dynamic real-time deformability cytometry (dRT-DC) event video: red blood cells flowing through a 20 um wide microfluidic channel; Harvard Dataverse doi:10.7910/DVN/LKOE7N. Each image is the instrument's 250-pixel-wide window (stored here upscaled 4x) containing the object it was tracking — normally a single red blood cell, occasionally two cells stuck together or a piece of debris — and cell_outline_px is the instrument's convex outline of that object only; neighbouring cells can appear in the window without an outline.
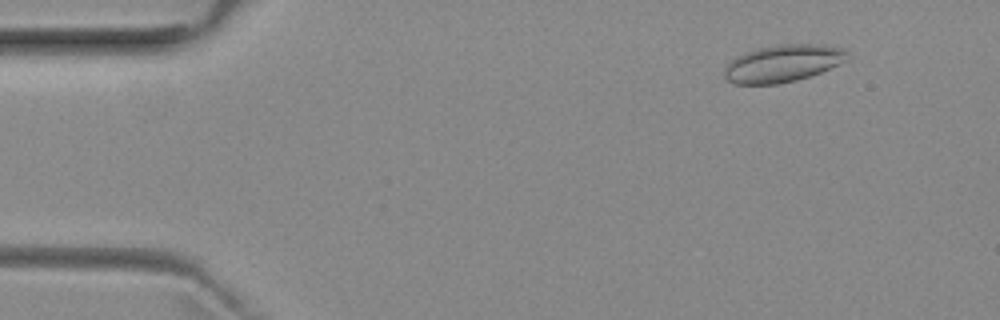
{"species": "common noctule bat (a hibernating species)", "species_latin": "Nyctalus noctula", "temperature_condition": "room temperature", "stored_images_in_passage": 24, "camera_frame_rate_fps": 3000, "um_per_image_px": 0.085, "animal": {"sex": "female", "body_mass_g": 29.2, "forearm_length_mm": 56.3}, "frame": {"image": 1, "passage_image": 5, "time_ms": 1.333, "image_size_px": [1000, 320], "cell_outline_px": [[848, 60], [820, 72], [796, 80], [776, 84], [736, 84], [728, 80], [724, 76], [724, 68], [736, 56], [744, 52], [756, 48], [776, 44], [820, 44], [840, 48], [848, 52]], "centroid_in_image_um": [66.52, 5.38], "position_along_channel_um": 18.5, "area_um2": 26.65}}
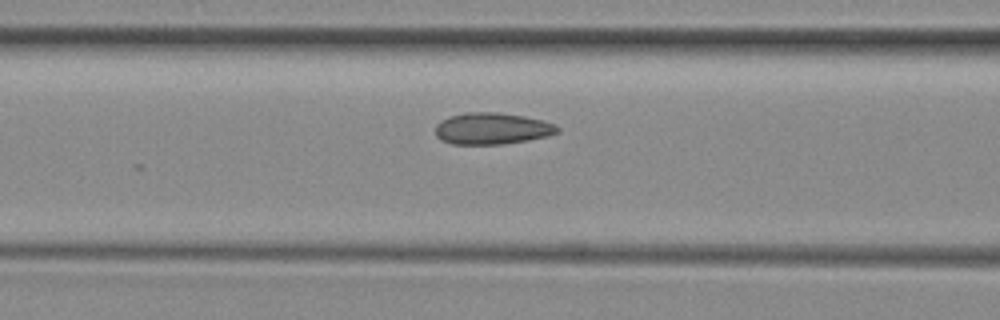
{"frame": {"image": 2, "passage_image": 20, "time_ms": 6.333, "image_size_px": [1000, 320], "cell_outline_px": [[560, 132], [548, 136], [528, 140], [504, 144], [452, 144], [440, 140], [436, 136], [436, 124], [440, 120], [448, 116], [464, 112], [496, 112], [524, 116], [544, 120], [556, 124], [560, 128]], "centroid_in_image_um": [41.83, 10.92], "position_along_channel_um": 124.8, "area_um2": 22.83}}
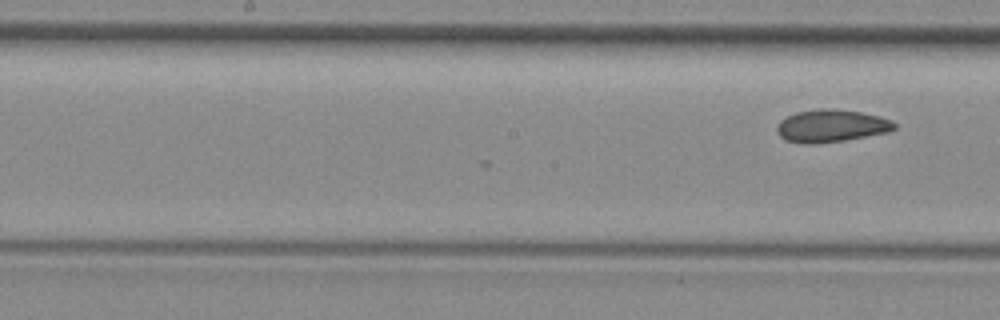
{"frame": {"image": 3, "passage_image": 24, "time_ms": 7.667, "image_size_px": [1000, 320], "cell_outline_px": [[896, 128], [888, 132], [844, 140], [812, 144], [784, 140], [780, 136], [776, 128], [780, 120], [796, 112], [820, 108], [832, 108], [860, 112], [880, 116], [892, 120], [896, 124]], "centroid_in_image_um": [70.67, 10.69], "position_along_channel_um": 177.5, "area_um2": 22.2}}